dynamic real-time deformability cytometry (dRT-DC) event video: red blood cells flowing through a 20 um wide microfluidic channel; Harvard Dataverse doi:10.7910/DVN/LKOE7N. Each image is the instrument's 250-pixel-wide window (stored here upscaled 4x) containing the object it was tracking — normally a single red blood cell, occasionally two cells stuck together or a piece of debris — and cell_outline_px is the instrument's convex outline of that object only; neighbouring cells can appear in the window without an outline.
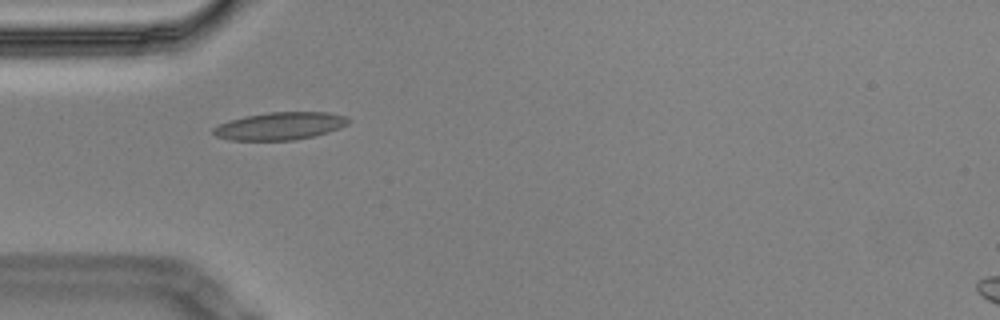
{"species": "Egyptian fruit bat (a non-hibernating species)", "species_latin": "Rousettus aegyptiacus", "temperature_condition": "cold", "stored_images_in_passage": 5, "camera_frame_rate_fps": 3000, "um_per_image_px": 0.085, "animal": {"sex": "male"}, "frame": {"image": 1, "passage_image": 1, "time_ms": 0.0, "image_size_px": [1000, 320], "cell_outline_px": [[352, 120], [348, 124], [340, 128], [328, 132], [312, 136], [292, 140], [228, 140], [216, 136], [212, 132], [212, 128], [228, 120], [244, 116], [268, 112], [328, 112], [344, 116]], "centroid_in_image_um": [23.78, 10.7], "position_along_channel_um": 61.2, "area_um2": 21.79}}
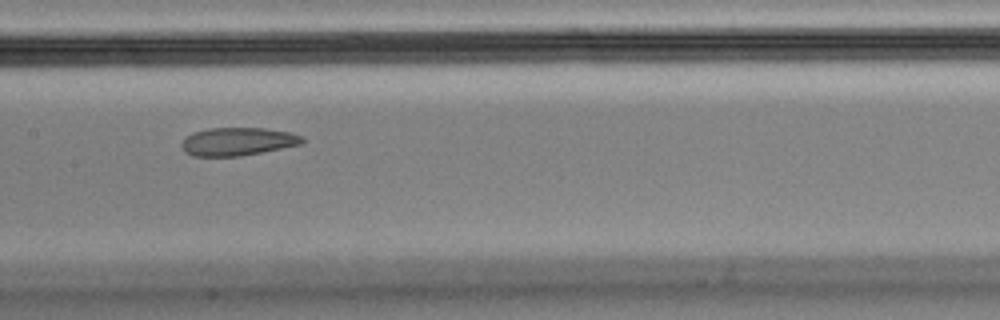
{"frame": {"image": 2, "passage_image": 4, "time_ms": 1.0, "image_size_px": [1000, 320], "cell_outline_px": [[304, 140], [300, 144], [240, 156], [192, 156], [184, 152], [180, 144], [188, 136], [196, 132], [208, 128], [264, 128], [288, 132], [300, 136]], "centroid_in_image_um": [20.15, 12.03], "position_along_channel_um": 187.2, "area_um2": 19.36}}
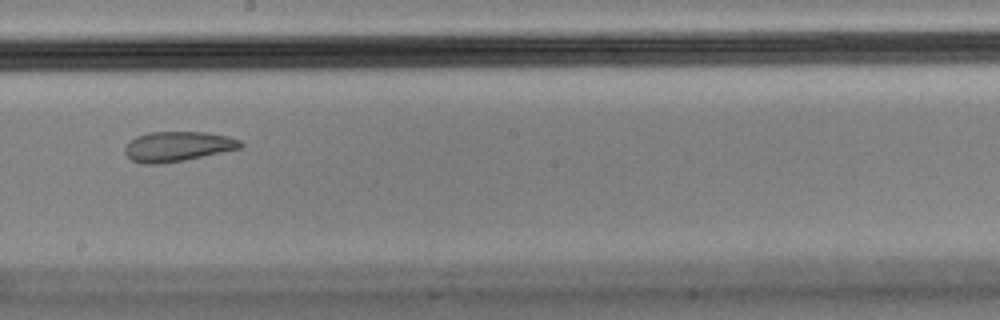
{"frame": {"image": 3, "passage_image": 5, "time_ms": 1.333, "image_size_px": [1000, 320], "cell_outline_px": [[244, 144], [240, 148], [184, 160], [160, 164], [144, 164], [132, 160], [124, 152], [124, 148], [128, 140], [136, 136], [148, 132], [204, 132], [228, 136], [240, 140]], "centroid_in_image_um": [15.06, 12.44], "position_along_channel_um": 233.1, "area_um2": 20.17}}